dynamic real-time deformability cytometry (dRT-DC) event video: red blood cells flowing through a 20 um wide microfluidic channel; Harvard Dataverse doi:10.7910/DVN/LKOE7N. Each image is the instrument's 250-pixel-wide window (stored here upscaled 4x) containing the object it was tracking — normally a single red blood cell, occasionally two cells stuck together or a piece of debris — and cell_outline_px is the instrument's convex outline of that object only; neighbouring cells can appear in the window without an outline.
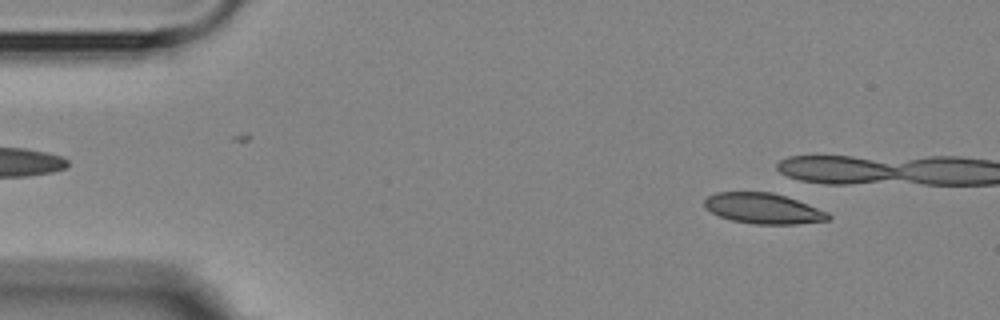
{"species": "Egyptian fruit bat (a non-hibernating species)", "species_latin": "Rousettus aegyptiacus", "temperature_condition": "room temperature", "stored_images_in_passage": 5, "camera_frame_rate_fps": 3000, "um_per_image_px": 0.085, "animal": {"sex": "female"}, "frame": {"image": 1, "passage_image": 1, "time_ms": 0.0, "image_size_px": [1000, 320], "cell_outline_px": [[832, 216], [828, 220], [796, 224], [756, 224], [732, 220], [720, 216], [704, 208], [704, 200], [708, 196], [716, 192], [772, 192], [808, 204], [828, 212]], "centroid_in_image_um": [64.87, 17.72], "position_along_channel_um": 20.1, "area_um2": 21.91}}